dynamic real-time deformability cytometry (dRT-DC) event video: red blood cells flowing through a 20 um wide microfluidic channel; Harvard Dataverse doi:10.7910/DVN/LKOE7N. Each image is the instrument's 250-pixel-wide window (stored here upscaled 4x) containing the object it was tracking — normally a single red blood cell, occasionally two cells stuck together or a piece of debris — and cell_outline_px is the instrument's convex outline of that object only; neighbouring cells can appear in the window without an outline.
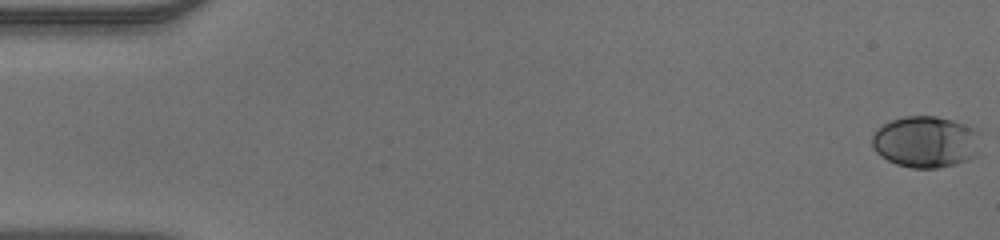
{"species": "human", "species_latin": "Homo sapiens", "temperature_condition": "warm", "stored_images_in_passage": 50, "camera_frame_rate_fps": 3000, "um_per_image_px": 0.085, "donor": {"sex": "male"}, "frame": {"image": 1, "passage_image": 1, "time_ms": 0.0, "image_size_px": [1000, 240], "cell_outline_px": [[976, 152], [968, 160], [956, 164], [936, 168], [912, 168], [896, 164], [880, 156], [872, 148], [872, 136], [876, 128], [892, 120], [904, 116], [936, 116], [952, 120], [964, 124], [972, 128]], "centroid_in_image_um": [78.56, 12.06], "position_along_channel_um": 6.4, "area_um2": 31.91}}
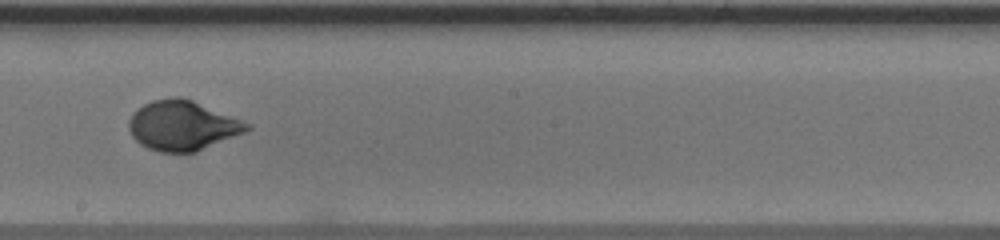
{"frame": {"image": 2, "passage_image": 29, "time_ms": 9.333, "image_size_px": [1000, 240], "cell_outline_px": [[252, 128], [244, 132], [196, 152], [160, 152], [148, 148], [140, 144], [132, 136], [128, 128], [128, 120], [132, 112], [144, 104], [152, 100], [172, 96], [180, 96], [192, 100], [252, 124]], "centroid_in_image_um": [15.48, 10.66], "position_along_channel_um": 232.7, "area_um2": 34.28}}
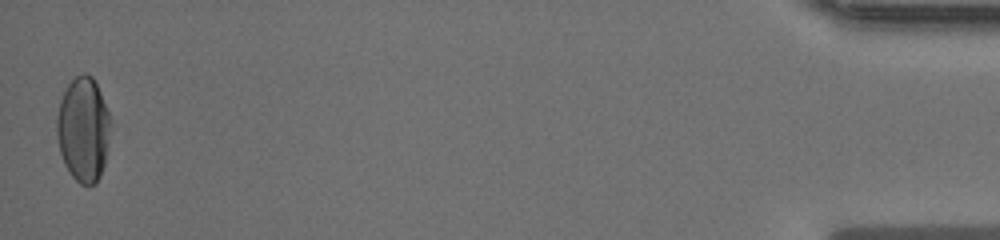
{"frame": {"image": 3, "passage_image": 50, "time_ms": 16.333, "image_size_px": [1000, 240], "cell_outline_px": [[108, 140], [104, 164], [100, 176], [92, 184], [80, 184], [72, 176], [64, 164], [60, 152], [56, 136], [56, 116], [60, 100], [68, 84], [76, 76], [84, 72], [92, 76], [100, 92], [108, 112]], "centroid_in_image_um": [7.03, 10.98], "position_along_channel_um": 428.2, "area_um2": 32.25}}